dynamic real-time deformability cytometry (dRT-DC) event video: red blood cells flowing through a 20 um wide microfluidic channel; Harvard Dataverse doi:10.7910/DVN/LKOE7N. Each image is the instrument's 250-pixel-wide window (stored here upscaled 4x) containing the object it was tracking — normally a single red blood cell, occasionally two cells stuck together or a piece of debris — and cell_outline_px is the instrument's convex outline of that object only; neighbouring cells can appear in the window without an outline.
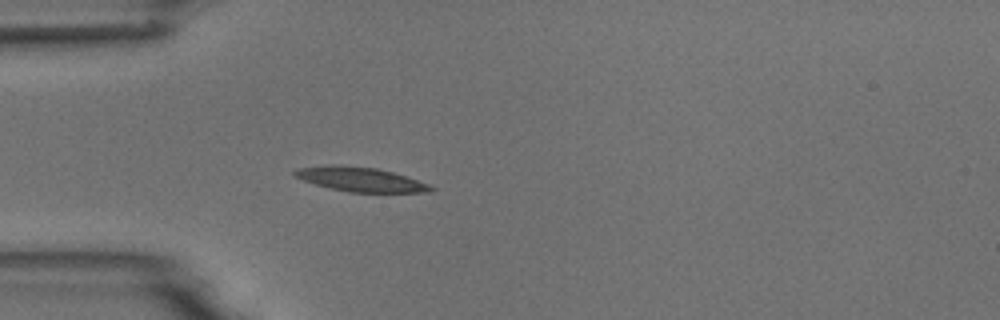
{"species": "common noctule bat (a hibernating species)", "species_latin": "Nyctalus noctula", "temperature_condition": "room temperature", "stored_images_in_passage": 3, "camera_frame_rate_fps": 3000, "um_per_image_px": 0.085, "animal": {"sex": "male", "body_mass_g": 18.8}, "frame": {"image": 1, "passage_image": 3, "time_ms": 3.0, "image_size_px": [1000, 320], "cell_outline_px": [[436, 188], [428, 192], [348, 192], [316, 184], [304, 180], [296, 176], [292, 172], [300, 168], [328, 164], [336, 164], [376, 168], [392, 172], [428, 184]], "centroid_in_image_um": [30.63, 15.24], "position_along_channel_um": 54.4, "area_um2": 18.96}}